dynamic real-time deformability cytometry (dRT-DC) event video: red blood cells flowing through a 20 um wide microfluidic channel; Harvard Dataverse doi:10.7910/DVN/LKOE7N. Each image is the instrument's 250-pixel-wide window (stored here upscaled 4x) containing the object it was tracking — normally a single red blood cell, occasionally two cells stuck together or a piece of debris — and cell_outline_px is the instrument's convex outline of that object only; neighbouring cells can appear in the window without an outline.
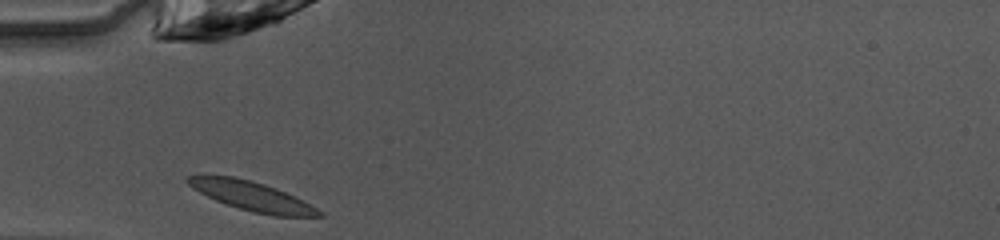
{"species": "common noctule bat (a hibernating species)", "species_latin": "Nyctalus noctula", "temperature_condition": "warm", "stored_images_in_passage": 27, "camera_frame_rate_fps": 3000, "um_per_image_px": 0.085, "animal": {"sex": "female", "body_mass_g": 10.0, "forearm_length_mm": 53.1}, "frame": {"image": 1, "passage_image": 1, "time_ms": 0.0, "image_size_px": [1000, 240], "cell_outline_px": [[324, 216], [272, 216], [252, 212], [216, 200], [192, 188], [184, 180], [188, 176], [200, 172], [204, 172], [232, 176], [264, 184], [276, 188], [324, 212]], "centroid_in_image_um": [21.28, 16.62], "position_along_channel_um": 63.7, "area_um2": 22.43}}
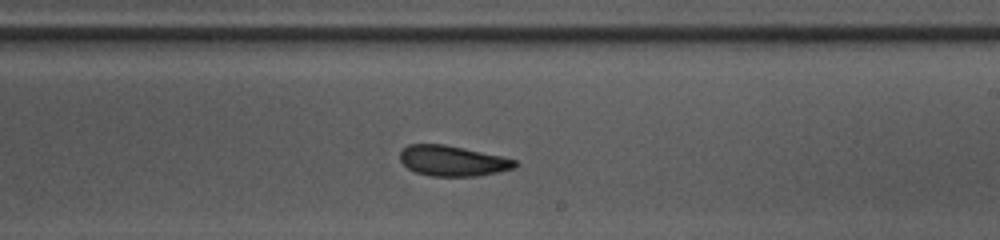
{"frame": {"image": 2, "passage_image": 15, "time_ms": 4.667, "image_size_px": [1000, 240], "cell_outline_px": [[520, 164], [516, 168], [476, 176], [432, 176], [416, 172], [408, 168], [400, 160], [400, 152], [408, 144], [444, 144], [504, 156], [516, 160]], "centroid_in_image_um": [38.51, 13.66], "position_along_channel_um": 250.5, "area_um2": 20.46}}
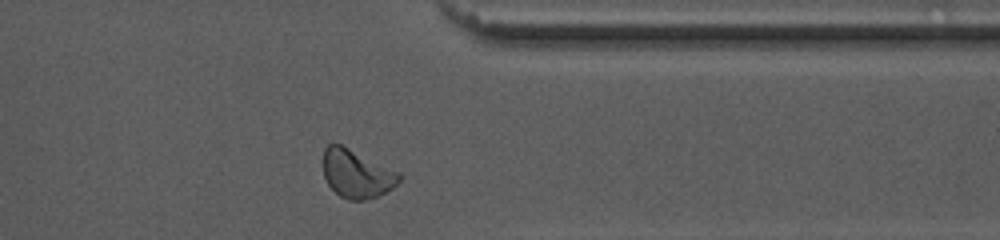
{"frame": {"image": 3, "passage_image": 25, "time_ms": 8.0, "image_size_px": [1000, 240], "cell_outline_px": [[400, 180], [392, 188], [376, 196], [364, 200], [348, 200], [340, 196], [328, 184], [324, 176], [324, 148], [328, 144], [340, 144], [400, 172]], "centroid_in_image_um": [30.31, 14.77], "position_along_channel_um": 381.1, "area_um2": 21.04}, "authors_computed_cell_mechanics": {"area_um2": 20.9814, "velocity_mm_per_s": 4.0353, "shape_relaxation_time_tau1_ms": 2.4488, "shape_relaxation_time_tau2_ms": 1.5728, "deformation_change_tau1": 0.0856, "deformation_change_tau2": 0.0614}}